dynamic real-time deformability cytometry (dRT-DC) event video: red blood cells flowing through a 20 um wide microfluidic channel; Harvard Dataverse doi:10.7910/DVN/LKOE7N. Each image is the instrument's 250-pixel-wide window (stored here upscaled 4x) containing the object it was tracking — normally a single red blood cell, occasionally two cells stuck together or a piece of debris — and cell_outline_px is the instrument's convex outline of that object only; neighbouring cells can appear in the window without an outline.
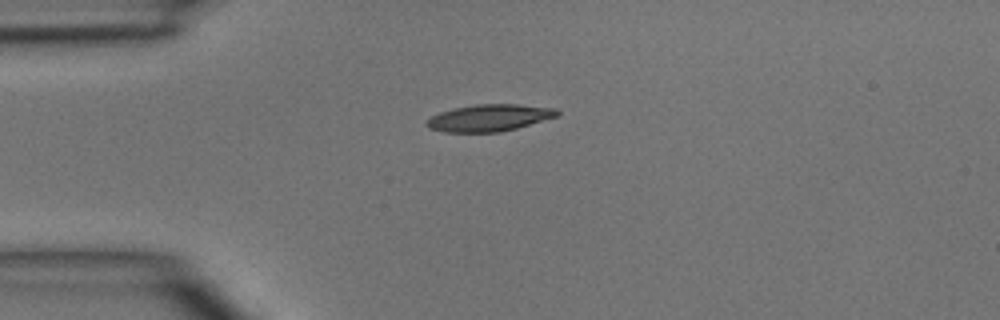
{"species": "common noctule bat (a hibernating species)", "species_latin": "Nyctalus noctula", "temperature_condition": "room temperature", "stored_images_in_passage": 2, "camera_frame_rate_fps": 3000, "um_per_image_px": 0.085, "animal": {"sex": "male", "body_mass_g": 15.6}, "frame": {"image": 1, "passage_image": 1, "time_ms": 0.0, "image_size_px": [1000, 320], "cell_outline_px": [[560, 116], [516, 128], [500, 132], [444, 132], [428, 128], [424, 124], [432, 116], [440, 112], [456, 108], [476, 104], [516, 104], [556, 108], [560, 112]], "centroid_in_image_um": [41.62, 10.02], "position_along_channel_um": 43.4, "area_um2": 20.46}}